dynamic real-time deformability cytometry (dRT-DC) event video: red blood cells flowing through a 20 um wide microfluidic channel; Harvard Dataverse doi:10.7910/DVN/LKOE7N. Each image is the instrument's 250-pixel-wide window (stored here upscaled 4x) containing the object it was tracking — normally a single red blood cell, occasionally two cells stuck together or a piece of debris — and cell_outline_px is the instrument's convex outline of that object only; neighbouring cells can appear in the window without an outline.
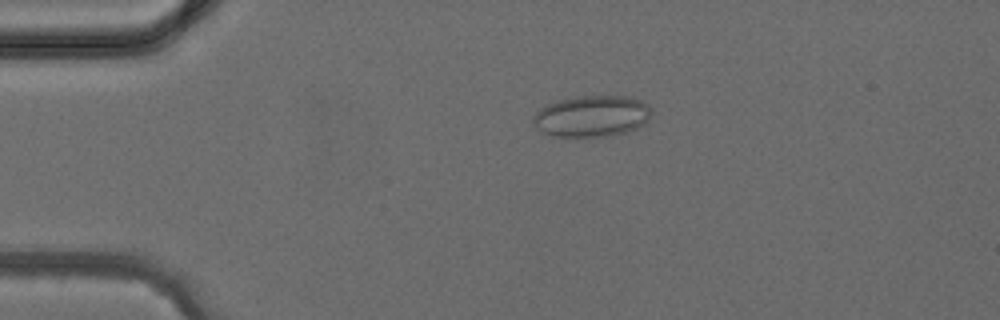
{"species": "common noctule bat (a hibernating species)", "species_latin": "Nyctalus noctula", "temperature_condition": "cold", "stored_images_in_passage": 4, "camera_frame_rate_fps": 3000, "um_per_image_px": 0.085, "animal": {"sex": "female", "body_mass_g": 24.6, "forearm_length_mm": 56.2}, "frame": {"image": 1, "passage_image": 3, "time_ms": 2.333, "image_size_px": [1000, 320], "cell_outline_px": [[652, 112], [648, 120], [644, 124], [636, 128], [624, 132], [608, 136], [552, 136], [536, 128], [532, 124], [532, 116], [540, 108], [548, 104], [560, 100], [580, 96], [628, 96], [640, 100], [648, 104], [652, 108]], "centroid_in_image_um": [50.31, 9.87], "position_along_channel_um": 34.7, "area_um2": 28.5}}